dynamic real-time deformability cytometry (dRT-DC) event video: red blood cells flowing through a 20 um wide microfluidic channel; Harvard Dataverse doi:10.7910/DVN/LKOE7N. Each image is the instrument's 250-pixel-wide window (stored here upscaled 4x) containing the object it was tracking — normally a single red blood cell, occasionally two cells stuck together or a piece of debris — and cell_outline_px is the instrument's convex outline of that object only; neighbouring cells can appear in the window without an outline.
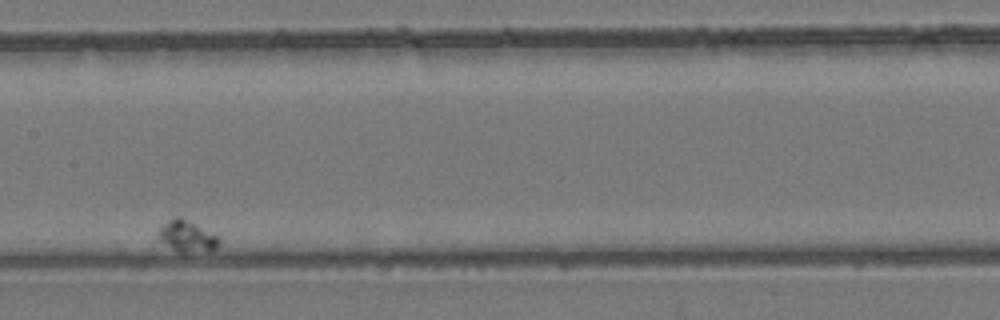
{"species": "common noctule bat (a hibernating species)", "species_latin": "Nyctalus noctula", "temperature_condition": "room temperature", "stored_images_in_passage": 15, "camera_frame_rate_fps": 3000, "um_per_image_px": 0.085, "animal": {"sex": "female", "body_mass_g": 24.6, "forearm_length_mm": 56.2}, "frame": {"image": 1, "passage_image": 9, "time_ms": 2.667, "image_size_px": [1000, 320], "cell_outline_px": [[220, 244], [216, 248], [208, 252], [180, 252], [160, 240], [160, 228], [168, 220], [176, 216], [180, 216], [216, 236], [220, 240]], "centroid_in_image_um": [15.93, 20.09], "position_along_channel_um": 191.5, "area_um2": 10.64}}
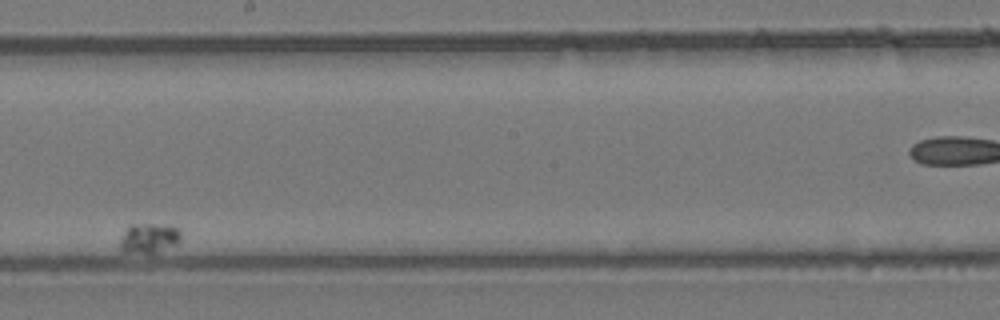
{"frame": {"image": 2, "passage_image": 11, "time_ms": 3.333, "image_size_px": [1000, 320], "cell_outline_px": [[180, 240], [176, 244], [156, 252], [124, 252], [120, 248], [120, 240], [124, 232], [132, 224], [152, 224], [176, 228], [180, 232]], "centroid_in_image_um": [12.64, 20.24], "position_along_channel_um": 235.6, "area_um2": 10.12}}